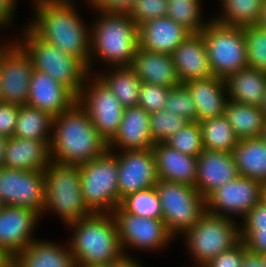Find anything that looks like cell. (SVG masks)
<instances>
[{"instance_id": "obj_1", "label": "cell", "mask_w": 266, "mask_h": 267, "mask_svg": "<svg viewBox=\"0 0 266 267\" xmlns=\"http://www.w3.org/2000/svg\"><path fill=\"white\" fill-rule=\"evenodd\" d=\"M35 8L27 26L42 40L82 60L89 68L91 27L85 24L74 0H31ZM36 14V15H35Z\"/></svg>"}, {"instance_id": "obj_2", "label": "cell", "mask_w": 266, "mask_h": 267, "mask_svg": "<svg viewBox=\"0 0 266 267\" xmlns=\"http://www.w3.org/2000/svg\"><path fill=\"white\" fill-rule=\"evenodd\" d=\"M51 134V160L59 164L79 165L108 150L107 141L78 102L53 118Z\"/></svg>"}, {"instance_id": "obj_3", "label": "cell", "mask_w": 266, "mask_h": 267, "mask_svg": "<svg viewBox=\"0 0 266 267\" xmlns=\"http://www.w3.org/2000/svg\"><path fill=\"white\" fill-rule=\"evenodd\" d=\"M95 13L98 18L90 26V73H96L93 61L98 60L108 67L131 66L138 48V27L134 21L129 14Z\"/></svg>"}, {"instance_id": "obj_4", "label": "cell", "mask_w": 266, "mask_h": 267, "mask_svg": "<svg viewBox=\"0 0 266 267\" xmlns=\"http://www.w3.org/2000/svg\"><path fill=\"white\" fill-rule=\"evenodd\" d=\"M66 228L72 230L68 244L76 265L111 264L124 255L112 213H93Z\"/></svg>"}, {"instance_id": "obj_5", "label": "cell", "mask_w": 266, "mask_h": 267, "mask_svg": "<svg viewBox=\"0 0 266 267\" xmlns=\"http://www.w3.org/2000/svg\"><path fill=\"white\" fill-rule=\"evenodd\" d=\"M21 31L23 35L14 40L29 55L33 68L51 75L78 97L91 74L88 66L82 60L40 39L27 25Z\"/></svg>"}, {"instance_id": "obj_6", "label": "cell", "mask_w": 266, "mask_h": 267, "mask_svg": "<svg viewBox=\"0 0 266 267\" xmlns=\"http://www.w3.org/2000/svg\"><path fill=\"white\" fill-rule=\"evenodd\" d=\"M44 177L43 214L54 211L65 226L93 214L82 196L78 165L52 161L44 170Z\"/></svg>"}, {"instance_id": "obj_7", "label": "cell", "mask_w": 266, "mask_h": 267, "mask_svg": "<svg viewBox=\"0 0 266 267\" xmlns=\"http://www.w3.org/2000/svg\"><path fill=\"white\" fill-rule=\"evenodd\" d=\"M205 211L197 223L183 235L194 267H202L210 259L241 241L239 220Z\"/></svg>"}, {"instance_id": "obj_8", "label": "cell", "mask_w": 266, "mask_h": 267, "mask_svg": "<svg viewBox=\"0 0 266 267\" xmlns=\"http://www.w3.org/2000/svg\"><path fill=\"white\" fill-rule=\"evenodd\" d=\"M81 192L93 213H112L119 205L118 151L107 150L78 165Z\"/></svg>"}, {"instance_id": "obj_9", "label": "cell", "mask_w": 266, "mask_h": 267, "mask_svg": "<svg viewBox=\"0 0 266 267\" xmlns=\"http://www.w3.org/2000/svg\"><path fill=\"white\" fill-rule=\"evenodd\" d=\"M199 34L204 40L213 76L225 79L248 67L244 28L220 24L210 18Z\"/></svg>"}, {"instance_id": "obj_10", "label": "cell", "mask_w": 266, "mask_h": 267, "mask_svg": "<svg viewBox=\"0 0 266 267\" xmlns=\"http://www.w3.org/2000/svg\"><path fill=\"white\" fill-rule=\"evenodd\" d=\"M162 206V219L175 238L190 230L206 211L205 198L195 186L159 179L155 185Z\"/></svg>"}, {"instance_id": "obj_11", "label": "cell", "mask_w": 266, "mask_h": 267, "mask_svg": "<svg viewBox=\"0 0 266 267\" xmlns=\"http://www.w3.org/2000/svg\"><path fill=\"white\" fill-rule=\"evenodd\" d=\"M77 102L108 143L117 133L125 110L113 91L96 74H90Z\"/></svg>"}, {"instance_id": "obj_12", "label": "cell", "mask_w": 266, "mask_h": 267, "mask_svg": "<svg viewBox=\"0 0 266 267\" xmlns=\"http://www.w3.org/2000/svg\"><path fill=\"white\" fill-rule=\"evenodd\" d=\"M112 215L124 255H130L127 247L144 252L166 249L174 239L163 219L136 216L126 212L120 205L115 208Z\"/></svg>"}, {"instance_id": "obj_13", "label": "cell", "mask_w": 266, "mask_h": 267, "mask_svg": "<svg viewBox=\"0 0 266 267\" xmlns=\"http://www.w3.org/2000/svg\"><path fill=\"white\" fill-rule=\"evenodd\" d=\"M33 64L29 55L15 41L0 47V78L3 102L26 105Z\"/></svg>"}, {"instance_id": "obj_14", "label": "cell", "mask_w": 266, "mask_h": 267, "mask_svg": "<svg viewBox=\"0 0 266 267\" xmlns=\"http://www.w3.org/2000/svg\"><path fill=\"white\" fill-rule=\"evenodd\" d=\"M264 187L261 182L239 176L215 189L205 198L206 211L232 219L239 216L242 219L262 201Z\"/></svg>"}, {"instance_id": "obj_15", "label": "cell", "mask_w": 266, "mask_h": 267, "mask_svg": "<svg viewBox=\"0 0 266 267\" xmlns=\"http://www.w3.org/2000/svg\"><path fill=\"white\" fill-rule=\"evenodd\" d=\"M0 197L5 205L33 209L42 216L45 200L44 170L1 167Z\"/></svg>"}, {"instance_id": "obj_16", "label": "cell", "mask_w": 266, "mask_h": 267, "mask_svg": "<svg viewBox=\"0 0 266 267\" xmlns=\"http://www.w3.org/2000/svg\"><path fill=\"white\" fill-rule=\"evenodd\" d=\"M158 180L152 148L118 151L119 205L128 194L154 187Z\"/></svg>"}, {"instance_id": "obj_17", "label": "cell", "mask_w": 266, "mask_h": 267, "mask_svg": "<svg viewBox=\"0 0 266 267\" xmlns=\"http://www.w3.org/2000/svg\"><path fill=\"white\" fill-rule=\"evenodd\" d=\"M41 216L33 209L5 205L0 211V251L15 258L34 239L33 231Z\"/></svg>"}, {"instance_id": "obj_18", "label": "cell", "mask_w": 266, "mask_h": 267, "mask_svg": "<svg viewBox=\"0 0 266 267\" xmlns=\"http://www.w3.org/2000/svg\"><path fill=\"white\" fill-rule=\"evenodd\" d=\"M78 97L51 75L33 69L27 106L42 110L53 118L69 110Z\"/></svg>"}, {"instance_id": "obj_19", "label": "cell", "mask_w": 266, "mask_h": 267, "mask_svg": "<svg viewBox=\"0 0 266 267\" xmlns=\"http://www.w3.org/2000/svg\"><path fill=\"white\" fill-rule=\"evenodd\" d=\"M239 176L232 153L204 149L197 157L195 188L204 198L215 189Z\"/></svg>"}, {"instance_id": "obj_20", "label": "cell", "mask_w": 266, "mask_h": 267, "mask_svg": "<svg viewBox=\"0 0 266 267\" xmlns=\"http://www.w3.org/2000/svg\"><path fill=\"white\" fill-rule=\"evenodd\" d=\"M150 113L139 106L127 107L115 136L108 142V150H145L154 142L149 126ZM120 147V148H119ZM118 148V150H116Z\"/></svg>"}, {"instance_id": "obj_21", "label": "cell", "mask_w": 266, "mask_h": 267, "mask_svg": "<svg viewBox=\"0 0 266 267\" xmlns=\"http://www.w3.org/2000/svg\"><path fill=\"white\" fill-rule=\"evenodd\" d=\"M191 34L188 29L167 16L156 18L138 27V47L171 55Z\"/></svg>"}, {"instance_id": "obj_22", "label": "cell", "mask_w": 266, "mask_h": 267, "mask_svg": "<svg viewBox=\"0 0 266 267\" xmlns=\"http://www.w3.org/2000/svg\"><path fill=\"white\" fill-rule=\"evenodd\" d=\"M51 140H33L18 137L7 138L3 167L42 171L52 162L50 154Z\"/></svg>"}, {"instance_id": "obj_23", "label": "cell", "mask_w": 266, "mask_h": 267, "mask_svg": "<svg viewBox=\"0 0 266 267\" xmlns=\"http://www.w3.org/2000/svg\"><path fill=\"white\" fill-rule=\"evenodd\" d=\"M181 84L213 77L204 40L191 34L171 54Z\"/></svg>"}, {"instance_id": "obj_24", "label": "cell", "mask_w": 266, "mask_h": 267, "mask_svg": "<svg viewBox=\"0 0 266 267\" xmlns=\"http://www.w3.org/2000/svg\"><path fill=\"white\" fill-rule=\"evenodd\" d=\"M152 150L159 179L195 186L197 157L183 154L164 142L155 143Z\"/></svg>"}, {"instance_id": "obj_25", "label": "cell", "mask_w": 266, "mask_h": 267, "mask_svg": "<svg viewBox=\"0 0 266 267\" xmlns=\"http://www.w3.org/2000/svg\"><path fill=\"white\" fill-rule=\"evenodd\" d=\"M131 67L142 83L168 88L181 84L170 54L150 52L138 47Z\"/></svg>"}, {"instance_id": "obj_26", "label": "cell", "mask_w": 266, "mask_h": 267, "mask_svg": "<svg viewBox=\"0 0 266 267\" xmlns=\"http://www.w3.org/2000/svg\"><path fill=\"white\" fill-rule=\"evenodd\" d=\"M184 85L195 103L198 122L225 114L229 98L224 79L213 76L206 80H192Z\"/></svg>"}, {"instance_id": "obj_27", "label": "cell", "mask_w": 266, "mask_h": 267, "mask_svg": "<svg viewBox=\"0 0 266 267\" xmlns=\"http://www.w3.org/2000/svg\"><path fill=\"white\" fill-rule=\"evenodd\" d=\"M65 247L51 240L31 242L15 258L17 267H77L70 251L69 244Z\"/></svg>"}, {"instance_id": "obj_28", "label": "cell", "mask_w": 266, "mask_h": 267, "mask_svg": "<svg viewBox=\"0 0 266 267\" xmlns=\"http://www.w3.org/2000/svg\"><path fill=\"white\" fill-rule=\"evenodd\" d=\"M224 82L230 101L258 107L262 104L266 94V73L248 66L229 74Z\"/></svg>"}, {"instance_id": "obj_29", "label": "cell", "mask_w": 266, "mask_h": 267, "mask_svg": "<svg viewBox=\"0 0 266 267\" xmlns=\"http://www.w3.org/2000/svg\"><path fill=\"white\" fill-rule=\"evenodd\" d=\"M231 153L240 176L266 186V143L262 137L239 140Z\"/></svg>"}, {"instance_id": "obj_30", "label": "cell", "mask_w": 266, "mask_h": 267, "mask_svg": "<svg viewBox=\"0 0 266 267\" xmlns=\"http://www.w3.org/2000/svg\"><path fill=\"white\" fill-rule=\"evenodd\" d=\"M96 75L113 91L124 108L135 107L139 101L141 81L131 66L109 67Z\"/></svg>"}, {"instance_id": "obj_31", "label": "cell", "mask_w": 266, "mask_h": 267, "mask_svg": "<svg viewBox=\"0 0 266 267\" xmlns=\"http://www.w3.org/2000/svg\"><path fill=\"white\" fill-rule=\"evenodd\" d=\"M224 115L239 140L262 136L266 119L260 107L228 100Z\"/></svg>"}, {"instance_id": "obj_32", "label": "cell", "mask_w": 266, "mask_h": 267, "mask_svg": "<svg viewBox=\"0 0 266 267\" xmlns=\"http://www.w3.org/2000/svg\"><path fill=\"white\" fill-rule=\"evenodd\" d=\"M265 0H220L222 12L212 17L228 26L246 27L258 25Z\"/></svg>"}, {"instance_id": "obj_33", "label": "cell", "mask_w": 266, "mask_h": 267, "mask_svg": "<svg viewBox=\"0 0 266 267\" xmlns=\"http://www.w3.org/2000/svg\"><path fill=\"white\" fill-rule=\"evenodd\" d=\"M199 125L205 150L231 153L239 141L225 115L202 120Z\"/></svg>"}, {"instance_id": "obj_34", "label": "cell", "mask_w": 266, "mask_h": 267, "mask_svg": "<svg viewBox=\"0 0 266 267\" xmlns=\"http://www.w3.org/2000/svg\"><path fill=\"white\" fill-rule=\"evenodd\" d=\"M53 117L48 113L27 106H19V114L14 136L33 140L52 139Z\"/></svg>"}, {"instance_id": "obj_35", "label": "cell", "mask_w": 266, "mask_h": 267, "mask_svg": "<svg viewBox=\"0 0 266 267\" xmlns=\"http://www.w3.org/2000/svg\"><path fill=\"white\" fill-rule=\"evenodd\" d=\"M203 9L201 0H168L167 17L184 26L192 34H199L209 22V19L203 16Z\"/></svg>"}, {"instance_id": "obj_36", "label": "cell", "mask_w": 266, "mask_h": 267, "mask_svg": "<svg viewBox=\"0 0 266 267\" xmlns=\"http://www.w3.org/2000/svg\"><path fill=\"white\" fill-rule=\"evenodd\" d=\"M120 206L136 216L162 219V206L155 186L128 194L121 200Z\"/></svg>"}, {"instance_id": "obj_37", "label": "cell", "mask_w": 266, "mask_h": 267, "mask_svg": "<svg viewBox=\"0 0 266 267\" xmlns=\"http://www.w3.org/2000/svg\"><path fill=\"white\" fill-rule=\"evenodd\" d=\"M164 143L183 154L198 157L204 150L199 122H188L180 131L165 140Z\"/></svg>"}, {"instance_id": "obj_38", "label": "cell", "mask_w": 266, "mask_h": 267, "mask_svg": "<svg viewBox=\"0 0 266 267\" xmlns=\"http://www.w3.org/2000/svg\"><path fill=\"white\" fill-rule=\"evenodd\" d=\"M248 66L266 73V29L259 25L244 27Z\"/></svg>"}, {"instance_id": "obj_39", "label": "cell", "mask_w": 266, "mask_h": 267, "mask_svg": "<svg viewBox=\"0 0 266 267\" xmlns=\"http://www.w3.org/2000/svg\"><path fill=\"white\" fill-rule=\"evenodd\" d=\"M188 122L184 117L166 110L150 113L149 126L154 144L164 142L180 131Z\"/></svg>"}, {"instance_id": "obj_40", "label": "cell", "mask_w": 266, "mask_h": 267, "mask_svg": "<svg viewBox=\"0 0 266 267\" xmlns=\"http://www.w3.org/2000/svg\"><path fill=\"white\" fill-rule=\"evenodd\" d=\"M163 110L184 117L189 122L198 121L195 103L184 84L169 88V94Z\"/></svg>"}, {"instance_id": "obj_41", "label": "cell", "mask_w": 266, "mask_h": 267, "mask_svg": "<svg viewBox=\"0 0 266 267\" xmlns=\"http://www.w3.org/2000/svg\"><path fill=\"white\" fill-rule=\"evenodd\" d=\"M168 0H136L129 13L137 27L144 22L167 16Z\"/></svg>"}, {"instance_id": "obj_42", "label": "cell", "mask_w": 266, "mask_h": 267, "mask_svg": "<svg viewBox=\"0 0 266 267\" xmlns=\"http://www.w3.org/2000/svg\"><path fill=\"white\" fill-rule=\"evenodd\" d=\"M168 94V87L150 83H141L137 106L141 107L148 113L158 112L164 109Z\"/></svg>"}, {"instance_id": "obj_43", "label": "cell", "mask_w": 266, "mask_h": 267, "mask_svg": "<svg viewBox=\"0 0 266 267\" xmlns=\"http://www.w3.org/2000/svg\"><path fill=\"white\" fill-rule=\"evenodd\" d=\"M248 252L243 240L210 259L202 267H242L244 255Z\"/></svg>"}, {"instance_id": "obj_44", "label": "cell", "mask_w": 266, "mask_h": 267, "mask_svg": "<svg viewBox=\"0 0 266 267\" xmlns=\"http://www.w3.org/2000/svg\"><path fill=\"white\" fill-rule=\"evenodd\" d=\"M18 114L19 105L7 102L0 103V136L5 138L14 137Z\"/></svg>"}, {"instance_id": "obj_45", "label": "cell", "mask_w": 266, "mask_h": 267, "mask_svg": "<svg viewBox=\"0 0 266 267\" xmlns=\"http://www.w3.org/2000/svg\"><path fill=\"white\" fill-rule=\"evenodd\" d=\"M95 11L103 13L129 14L136 0H85Z\"/></svg>"}, {"instance_id": "obj_46", "label": "cell", "mask_w": 266, "mask_h": 267, "mask_svg": "<svg viewBox=\"0 0 266 267\" xmlns=\"http://www.w3.org/2000/svg\"><path fill=\"white\" fill-rule=\"evenodd\" d=\"M241 240L244 241L249 252L266 254V229H240Z\"/></svg>"}, {"instance_id": "obj_47", "label": "cell", "mask_w": 266, "mask_h": 267, "mask_svg": "<svg viewBox=\"0 0 266 267\" xmlns=\"http://www.w3.org/2000/svg\"><path fill=\"white\" fill-rule=\"evenodd\" d=\"M240 229H266V204L263 201L242 218Z\"/></svg>"}, {"instance_id": "obj_48", "label": "cell", "mask_w": 266, "mask_h": 267, "mask_svg": "<svg viewBox=\"0 0 266 267\" xmlns=\"http://www.w3.org/2000/svg\"><path fill=\"white\" fill-rule=\"evenodd\" d=\"M18 0H0V28L9 26L15 19Z\"/></svg>"}, {"instance_id": "obj_49", "label": "cell", "mask_w": 266, "mask_h": 267, "mask_svg": "<svg viewBox=\"0 0 266 267\" xmlns=\"http://www.w3.org/2000/svg\"><path fill=\"white\" fill-rule=\"evenodd\" d=\"M131 255H123L120 259L111 263V267H142L140 261Z\"/></svg>"}, {"instance_id": "obj_50", "label": "cell", "mask_w": 266, "mask_h": 267, "mask_svg": "<svg viewBox=\"0 0 266 267\" xmlns=\"http://www.w3.org/2000/svg\"><path fill=\"white\" fill-rule=\"evenodd\" d=\"M242 267H264L261 255L254 254L248 251L244 255Z\"/></svg>"}, {"instance_id": "obj_51", "label": "cell", "mask_w": 266, "mask_h": 267, "mask_svg": "<svg viewBox=\"0 0 266 267\" xmlns=\"http://www.w3.org/2000/svg\"><path fill=\"white\" fill-rule=\"evenodd\" d=\"M7 138L0 136V168L3 167L4 151Z\"/></svg>"}, {"instance_id": "obj_52", "label": "cell", "mask_w": 266, "mask_h": 267, "mask_svg": "<svg viewBox=\"0 0 266 267\" xmlns=\"http://www.w3.org/2000/svg\"><path fill=\"white\" fill-rule=\"evenodd\" d=\"M258 25L261 28L266 29V0L264 1V4H263L261 19Z\"/></svg>"}, {"instance_id": "obj_53", "label": "cell", "mask_w": 266, "mask_h": 267, "mask_svg": "<svg viewBox=\"0 0 266 267\" xmlns=\"http://www.w3.org/2000/svg\"><path fill=\"white\" fill-rule=\"evenodd\" d=\"M0 267H17L14 258H6L1 264Z\"/></svg>"}, {"instance_id": "obj_54", "label": "cell", "mask_w": 266, "mask_h": 267, "mask_svg": "<svg viewBox=\"0 0 266 267\" xmlns=\"http://www.w3.org/2000/svg\"><path fill=\"white\" fill-rule=\"evenodd\" d=\"M77 267H111V264H87V265H77Z\"/></svg>"}, {"instance_id": "obj_55", "label": "cell", "mask_w": 266, "mask_h": 267, "mask_svg": "<svg viewBox=\"0 0 266 267\" xmlns=\"http://www.w3.org/2000/svg\"><path fill=\"white\" fill-rule=\"evenodd\" d=\"M260 109L262 110L264 117L266 119V94H265V97L262 101V104L260 105Z\"/></svg>"}, {"instance_id": "obj_56", "label": "cell", "mask_w": 266, "mask_h": 267, "mask_svg": "<svg viewBox=\"0 0 266 267\" xmlns=\"http://www.w3.org/2000/svg\"><path fill=\"white\" fill-rule=\"evenodd\" d=\"M262 138H263V140L265 141V143H266V123H265V125H264V129H263V132H262V136H261Z\"/></svg>"}, {"instance_id": "obj_57", "label": "cell", "mask_w": 266, "mask_h": 267, "mask_svg": "<svg viewBox=\"0 0 266 267\" xmlns=\"http://www.w3.org/2000/svg\"><path fill=\"white\" fill-rule=\"evenodd\" d=\"M262 201L266 204V186L264 187L263 190Z\"/></svg>"}, {"instance_id": "obj_58", "label": "cell", "mask_w": 266, "mask_h": 267, "mask_svg": "<svg viewBox=\"0 0 266 267\" xmlns=\"http://www.w3.org/2000/svg\"><path fill=\"white\" fill-rule=\"evenodd\" d=\"M7 257L0 251V264L6 259Z\"/></svg>"}, {"instance_id": "obj_59", "label": "cell", "mask_w": 266, "mask_h": 267, "mask_svg": "<svg viewBox=\"0 0 266 267\" xmlns=\"http://www.w3.org/2000/svg\"><path fill=\"white\" fill-rule=\"evenodd\" d=\"M263 266L266 267V254L261 255Z\"/></svg>"}, {"instance_id": "obj_60", "label": "cell", "mask_w": 266, "mask_h": 267, "mask_svg": "<svg viewBox=\"0 0 266 267\" xmlns=\"http://www.w3.org/2000/svg\"><path fill=\"white\" fill-rule=\"evenodd\" d=\"M5 204L3 203L1 197H0V211L4 208Z\"/></svg>"}, {"instance_id": "obj_61", "label": "cell", "mask_w": 266, "mask_h": 267, "mask_svg": "<svg viewBox=\"0 0 266 267\" xmlns=\"http://www.w3.org/2000/svg\"><path fill=\"white\" fill-rule=\"evenodd\" d=\"M3 102L2 100V94H1V78H0V103Z\"/></svg>"}]
</instances>
